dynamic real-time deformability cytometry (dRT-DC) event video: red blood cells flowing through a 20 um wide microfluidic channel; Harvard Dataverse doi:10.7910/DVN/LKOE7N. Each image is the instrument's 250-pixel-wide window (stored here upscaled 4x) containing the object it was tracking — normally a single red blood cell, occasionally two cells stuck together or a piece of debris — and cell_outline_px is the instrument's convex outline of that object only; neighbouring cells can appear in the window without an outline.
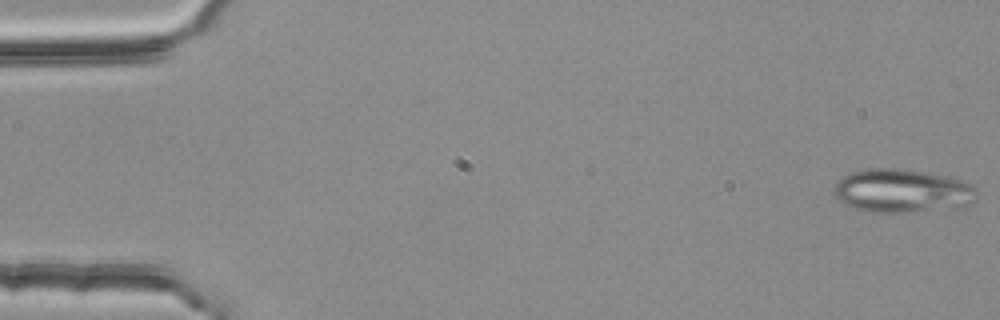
{"species": "common noctule bat (a hibernating species)", "species_latin": "Nyctalus noctula", "temperature_condition": "room temperature", "stored_images_in_passage": 5, "camera_frame_rate_fps": 3000, "um_per_image_px": 0.085, "animal": {"sex": "female", "body_mass_g": 25.1}, "frame": {"image": 1, "passage_image": 1, "time_ms": 0.0, "image_size_px": [1000, 320], "cell_outline_px": [[976, 200], [972, 204], [964, 208], [912, 212], [868, 212], [852, 208], [844, 204], [832, 192], [836, 180], [840, 176], [848, 172], [868, 168], [892, 168], [920, 172], [944, 176], [960, 180], [972, 184], [976, 188]], "centroid_in_image_um": [76.67, 16.24], "position_along_channel_um": 8.3, "area_um2": 36.82}}